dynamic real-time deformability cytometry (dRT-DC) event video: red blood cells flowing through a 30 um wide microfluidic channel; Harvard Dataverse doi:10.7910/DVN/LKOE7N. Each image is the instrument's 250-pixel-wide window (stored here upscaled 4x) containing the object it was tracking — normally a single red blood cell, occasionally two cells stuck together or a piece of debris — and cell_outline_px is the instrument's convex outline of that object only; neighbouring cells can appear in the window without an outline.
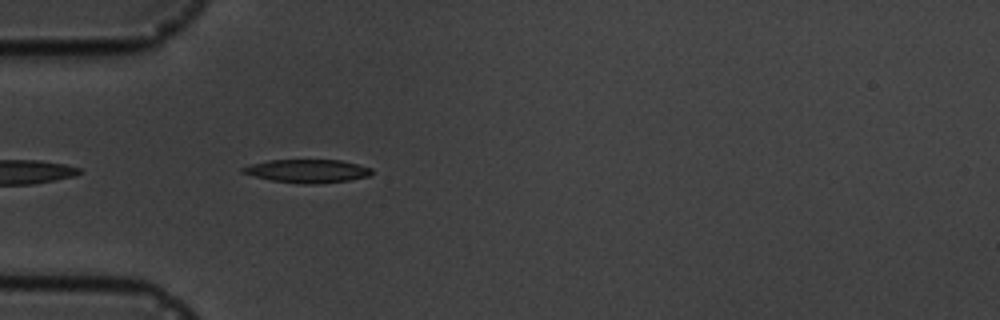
{"species": "common noctule bat (a hibernating species)", "species_latin": "Nyctalus noctula", "temperature_condition": "cold", "stored_images_in_passage": 1, "camera_frame_rate_fps": 3000, "um_per_image_px": 0.085, "animal": {"sex": "male", "body_mass_g": 19.5, "forearm_length_mm": 54.6}, "frame": {"image": 1, "passage_image": 1, "time_ms": 0.0, "image_size_px": [1000, 320], "cell_outline_px": [[372, 172], [368, 176], [348, 180], [312, 184], [308, 184], [272, 180], [240, 172], [240, 168], [252, 164], [268, 160], [340, 160], [360, 164], [372, 168]], "centroid_in_image_um": [26.14, 14.52], "position_along_channel_um": 58.9, "area_um2": 17.28}}